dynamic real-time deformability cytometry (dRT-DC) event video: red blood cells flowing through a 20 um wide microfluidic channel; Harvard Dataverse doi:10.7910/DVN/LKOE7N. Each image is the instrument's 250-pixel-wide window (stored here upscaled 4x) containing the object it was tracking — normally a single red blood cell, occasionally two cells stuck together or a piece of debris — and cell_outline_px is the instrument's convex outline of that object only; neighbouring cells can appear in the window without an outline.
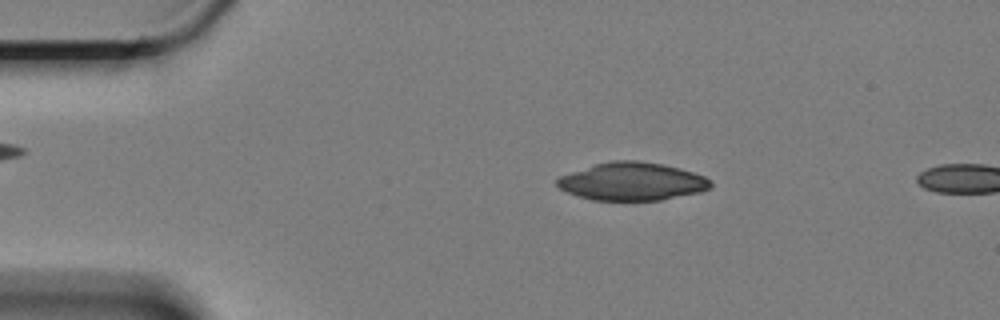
{"species": "Egyptian fruit bat (a non-hibernating species)", "species_latin": "Rousettus aegyptiacus", "temperature_condition": "cold", "stored_images_in_passage": 12, "camera_frame_rate_fps": 3000, "um_per_image_px": 0.085, "animal": {"sex": "female"}, "frame": {"image": 1, "passage_image": 10, "time_ms": 3.0, "image_size_px": [1000, 320], "cell_outline_px": [[712, 188], [700, 192], [660, 200], [592, 200], [576, 196], [560, 188], [556, 184], [556, 176], [596, 164], [612, 160], [636, 160], [664, 164], [680, 168], [704, 176], [712, 180]], "centroid_in_image_um": [53.72, 15.42], "position_along_channel_um": 31.3, "area_um2": 34.16}}